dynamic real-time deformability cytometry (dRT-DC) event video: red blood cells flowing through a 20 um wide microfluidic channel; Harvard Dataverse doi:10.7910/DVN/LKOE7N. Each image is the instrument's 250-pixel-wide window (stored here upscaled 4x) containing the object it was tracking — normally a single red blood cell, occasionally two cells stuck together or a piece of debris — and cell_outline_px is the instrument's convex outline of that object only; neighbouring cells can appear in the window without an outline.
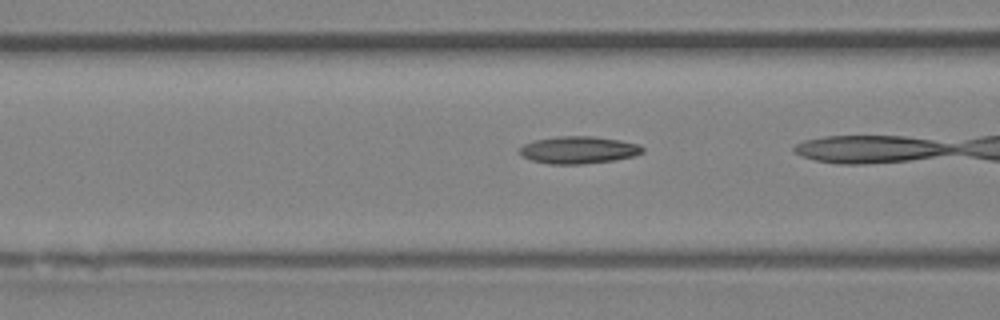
{"species": "Egyptian fruit bat (a non-hibernating species)", "species_latin": "Rousettus aegyptiacus", "temperature_condition": "room temperature", "stored_images_in_passage": 19, "camera_frame_rate_fps": 3000, "um_per_image_px": 0.085, "animal": {"sex": "female"}, "frame": {"image": 1, "passage_image": 17, "time_ms": 5.333, "image_size_px": [1000, 320], "cell_outline_px": [[644, 152], [636, 156], [616, 160], [584, 164], [548, 164], [532, 160], [524, 156], [520, 152], [520, 148], [524, 144], [532, 140], [560, 136], [592, 136], [620, 140], [640, 144], [644, 148]], "centroid_in_image_um": [49.23, 12.75], "position_along_channel_um": 117.4, "area_um2": 19.71}}